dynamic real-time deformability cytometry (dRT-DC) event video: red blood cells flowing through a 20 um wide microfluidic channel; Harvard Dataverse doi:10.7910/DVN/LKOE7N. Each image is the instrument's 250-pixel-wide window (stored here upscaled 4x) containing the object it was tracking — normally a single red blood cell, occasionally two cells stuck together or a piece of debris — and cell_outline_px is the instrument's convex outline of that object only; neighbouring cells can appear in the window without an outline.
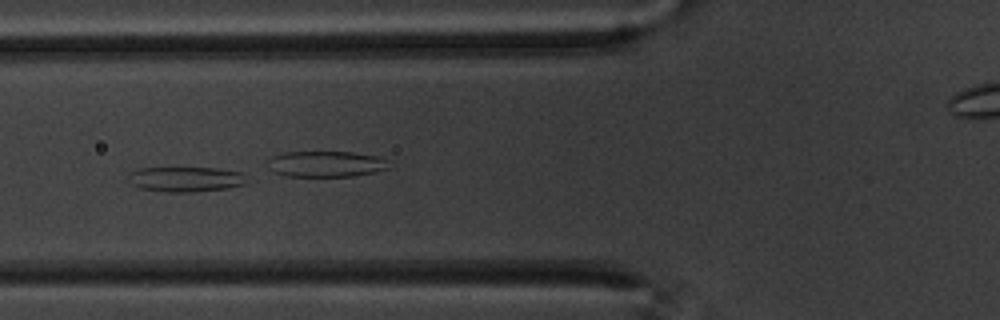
{"species": "common noctule bat (a hibernating species)", "species_latin": "Nyctalus noctula", "temperature_condition": "warm", "stored_images_in_passage": 47, "camera_frame_rate_fps": 3000, "um_per_image_px": 0.085, "animal": {"sex": "male", "body_mass_g": 20.1, "forearm_length_mm": 53.5}, "frame": {"image": 1, "passage_image": 10, "time_ms": 3.0, "image_size_px": [1000, 320], "cell_outline_px": [[244, 184], [228, 188], [192, 192], [164, 192], [140, 188], [132, 184], [128, 180], [128, 176], [132, 172], [140, 168], [216, 168], [244, 172]], "centroid_in_image_um": [15.77, 15.23], "position_along_channel_um": 110.0, "area_um2": 17.22}}